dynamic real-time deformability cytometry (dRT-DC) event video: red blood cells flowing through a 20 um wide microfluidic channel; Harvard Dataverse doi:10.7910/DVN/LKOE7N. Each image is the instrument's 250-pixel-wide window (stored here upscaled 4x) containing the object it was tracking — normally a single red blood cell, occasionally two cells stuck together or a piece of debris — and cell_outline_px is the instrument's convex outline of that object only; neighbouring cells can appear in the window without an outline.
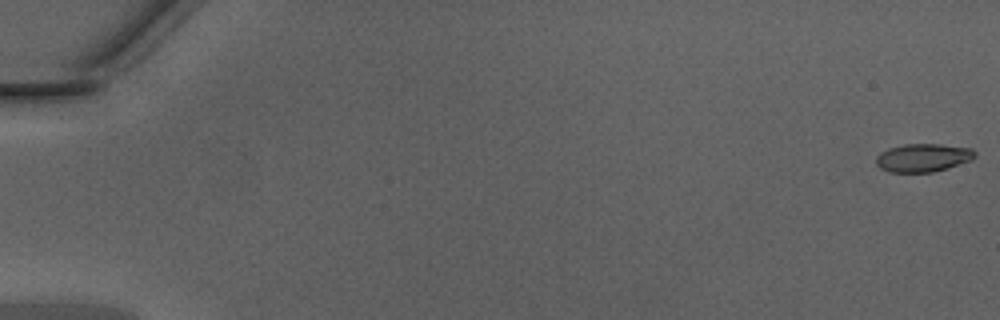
{"species": "Egyptian fruit bat (a non-hibernating species)", "species_latin": "Rousettus aegyptiacus", "temperature_condition": "warm", "stored_images_in_passage": 47, "camera_frame_rate_fps": 3000, "um_per_image_px": 0.085, "animal": {"sex": "male"}, "frame": {"image": 1, "passage_image": 1, "time_ms": 0.0, "image_size_px": [1000, 320], "cell_outline_px": [[976, 156], [972, 160], [948, 168], [932, 172], [888, 172], [880, 168], [876, 164], [876, 156], [880, 152], [888, 148], [904, 144], [940, 144], [972, 148], [976, 152]], "centroid_in_image_um": [78.46, 13.4], "position_along_channel_um": 6.5, "area_um2": 16.42}}
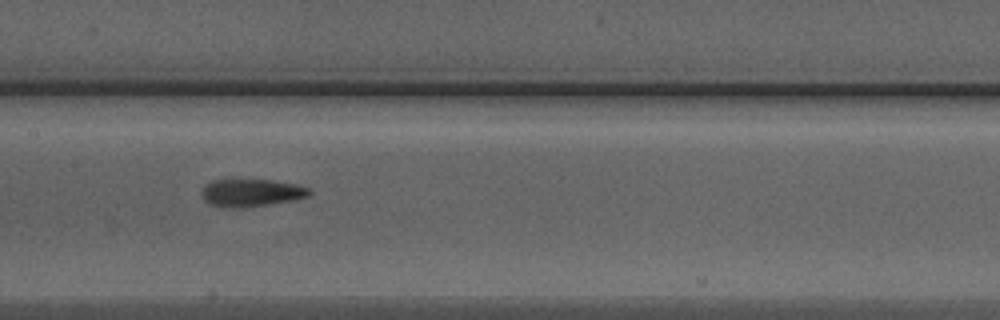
{"frame": {"image": 2, "passage_image": 26, "time_ms": 8.333, "image_size_px": [1000, 320], "cell_outline_px": [[312, 192], [308, 196], [292, 200], [268, 204], [240, 208], [220, 208], [204, 200], [200, 192], [204, 184], [212, 180], [272, 180], [296, 184], [308, 188]], "centroid_in_image_um": [21.3, 16.39], "position_along_channel_um": 186.1, "area_um2": 17.34}}
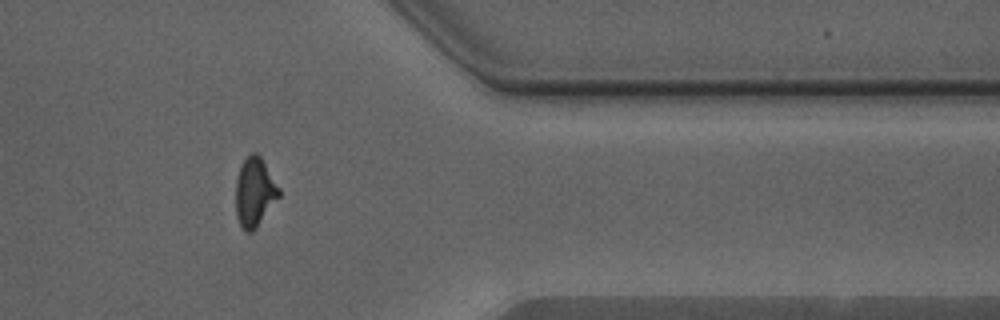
{"frame": {"image": 3, "passage_image": 41, "time_ms": 13.333, "image_size_px": [1000, 320], "cell_outline_px": [[280, 196], [256, 228], [252, 232], [244, 232], [236, 216], [236, 180], [240, 168], [244, 160], [252, 152], [256, 152], [260, 156], [280, 188]], "centroid_in_image_um": [21.64, 16.35], "position_along_channel_um": 389.8, "area_um2": 17.28}, "authors_computed_cell_mechanics": {"area_um2": 17.2244, "velocity_mm_per_s": 4.3542, "shape_relaxation_time_tau1_ms": 4.0425, "shape_relaxation_time_tau2_ms": 1.7895, "deformation_change_tau1": 0.1766, "deformation_change_tau2": 0.0893}}